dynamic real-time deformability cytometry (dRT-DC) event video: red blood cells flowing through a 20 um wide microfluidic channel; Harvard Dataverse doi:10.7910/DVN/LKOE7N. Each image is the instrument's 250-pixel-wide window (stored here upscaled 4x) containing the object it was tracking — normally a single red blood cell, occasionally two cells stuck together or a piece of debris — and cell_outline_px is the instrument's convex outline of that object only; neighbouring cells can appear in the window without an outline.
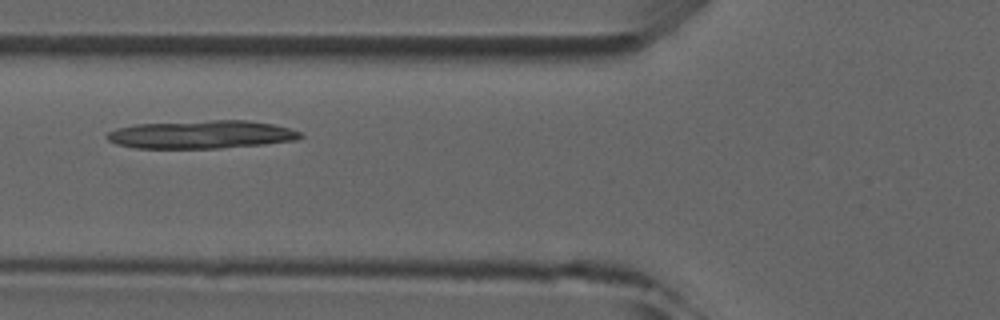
{"species": "common noctule bat (a hibernating species)", "species_latin": "Nyctalus noctula", "temperature_condition": "room temperature", "stored_images_in_passage": 2, "camera_frame_rate_fps": 3000, "um_per_image_px": 0.085, "animal": {"sex": "male", "forearm_length_mm": 52.5}, "frame": {"image": 1, "passage_image": 2, "time_ms": 1.0, "image_size_px": [1000, 320], "cell_outline_px": [[304, 136], [296, 140], [264, 144], [216, 148], [136, 148], [116, 144], [108, 140], [104, 136], [108, 132], [116, 128], [136, 124], [212, 120], [248, 120], [272, 124], [288, 128], [300, 132]], "centroid_in_image_um": [17.09, 11.43], "position_along_channel_um": 108.7, "area_um2": 31.62}}